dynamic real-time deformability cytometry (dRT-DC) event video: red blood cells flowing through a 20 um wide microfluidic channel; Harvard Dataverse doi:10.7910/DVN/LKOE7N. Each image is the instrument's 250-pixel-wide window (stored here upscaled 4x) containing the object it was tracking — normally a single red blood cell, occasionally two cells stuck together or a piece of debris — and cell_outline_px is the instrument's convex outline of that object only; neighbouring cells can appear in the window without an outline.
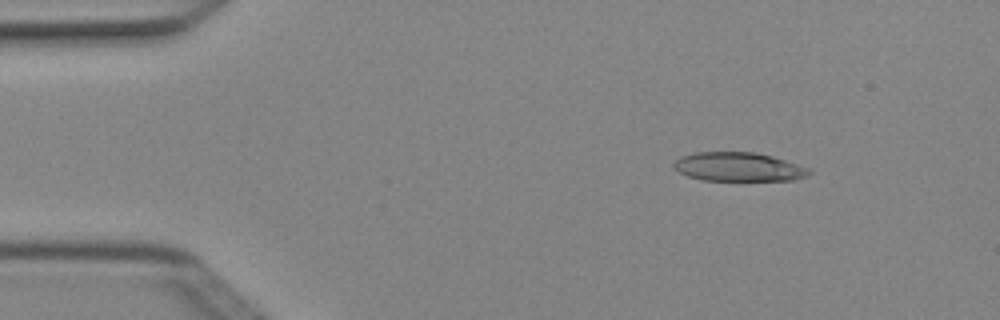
{"species": "Egyptian fruit bat (a non-hibernating species)", "species_latin": "Rousettus aegyptiacus", "temperature_condition": "cold", "stored_images_in_passage": 4, "camera_frame_rate_fps": 3000, "um_per_image_px": 0.085, "animal": {"sex": "female"}, "frame": {"image": 1, "passage_image": 2, "time_ms": 0.333, "image_size_px": [1000, 320], "cell_outline_px": [[812, 172], [808, 176], [796, 180], [704, 180], [688, 176], [680, 172], [672, 164], [680, 156], [696, 152], [752, 152], [772, 156], [808, 168]], "centroid_in_image_um": [62.78, 14.18], "position_along_channel_um": 22.2, "area_um2": 22.6}}